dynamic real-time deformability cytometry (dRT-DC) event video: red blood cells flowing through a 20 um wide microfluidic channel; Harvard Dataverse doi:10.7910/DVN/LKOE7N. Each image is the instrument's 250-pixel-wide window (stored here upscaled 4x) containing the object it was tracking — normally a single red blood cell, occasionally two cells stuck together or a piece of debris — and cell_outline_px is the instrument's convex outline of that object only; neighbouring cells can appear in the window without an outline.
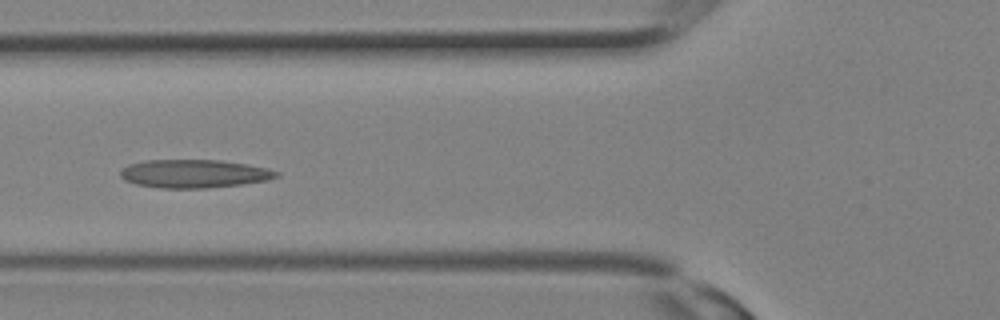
{"species": "Egyptian fruit bat (a non-hibernating species)", "species_latin": "Rousettus aegyptiacus", "temperature_condition": "room temperature", "stored_images_in_passage": 17, "camera_frame_rate_fps": 3000, "um_per_image_px": 0.085, "animal": {"sex": "female"}, "frame": {"image": 1, "passage_image": 12, "time_ms": 3.667, "image_size_px": [1000, 320], "cell_outline_px": [[280, 176], [268, 180], [244, 184], [208, 188], [160, 188], [136, 184], [124, 180], [120, 176], [120, 172], [128, 164], [144, 160], [220, 160], [268, 168], [280, 172]], "centroid_in_image_um": [16.51, 14.77], "position_along_channel_um": 109.3, "area_um2": 25.84}}
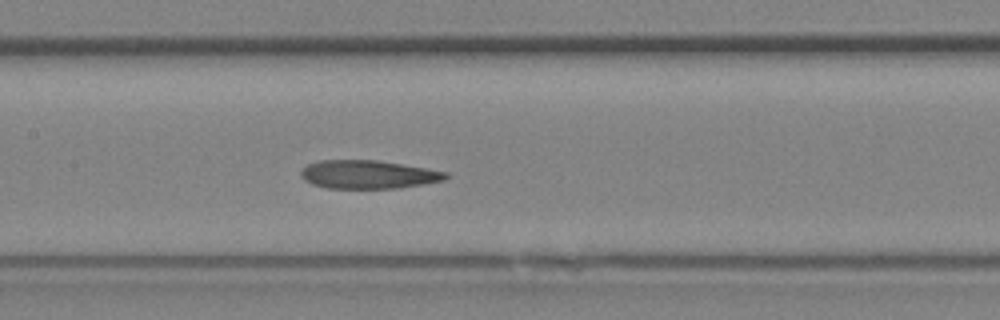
{"frame": {"image": 2, "passage_image": 15, "time_ms": 4.667, "image_size_px": [1000, 320], "cell_outline_px": [[448, 176], [444, 180], [396, 188], [328, 188], [312, 184], [304, 180], [300, 172], [308, 164], [320, 160], [376, 160], [448, 172]], "centroid_in_image_um": [31.26, 14.83], "position_along_channel_um": 176.1, "area_um2": 23.58}}